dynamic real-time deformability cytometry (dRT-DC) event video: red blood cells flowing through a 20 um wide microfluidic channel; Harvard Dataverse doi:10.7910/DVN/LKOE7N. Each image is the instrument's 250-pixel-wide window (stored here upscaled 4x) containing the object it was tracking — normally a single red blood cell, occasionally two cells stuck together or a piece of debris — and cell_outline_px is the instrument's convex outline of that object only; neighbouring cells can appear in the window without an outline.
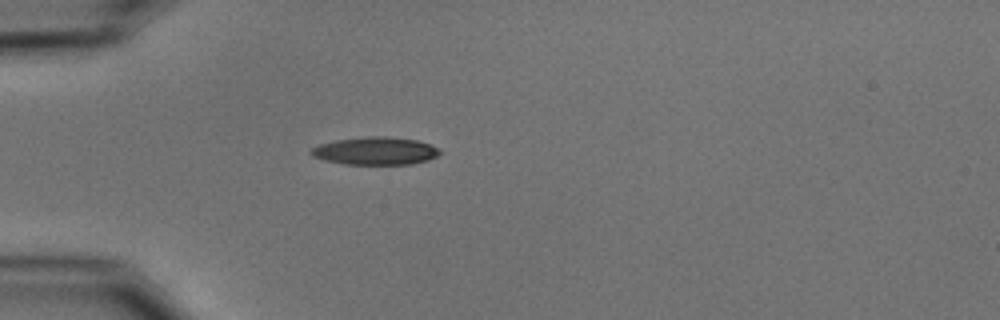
{"species": "common noctule bat (a hibernating species)", "species_latin": "Nyctalus noctula", "temperature_condition": "cold", "stored_images_in_passage": 39, "camera_frame_rate_fps": 3000, "um_per_image_px": 0.085, "animal": {"sex": "male", "body_mass_g": 15.6}, "frame": {"image": 1, "passage_image": 1, "time_ms": 0.0, "image_size_px": [1000, 320], "cell_outline_px": [[444, 152], [428, 160], [412, 164], [344, 164], [324, 160], [312, 156], [308, 152], [312, 148], [320, 144], [336, 140], [368, 136], [384, 136], [416, 140], [440, 148]], "centroid_in_image_um": [31.92, 12.83], "position_along_channel_um": 53.1, "area_um2": 20.87}}
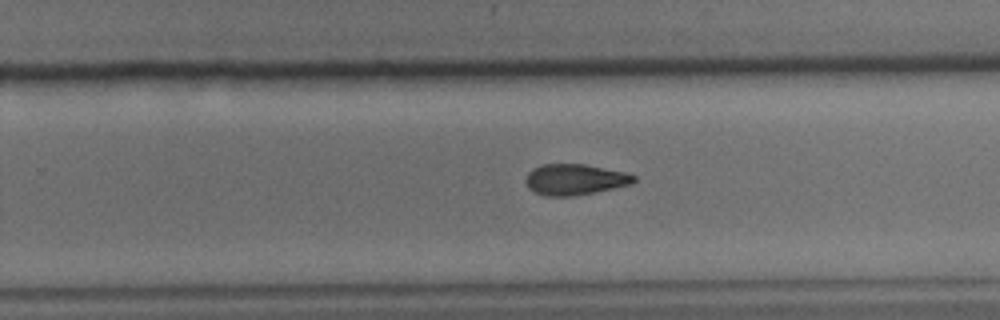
{"frame": {"image": 2, "passage_image": 20, "time_ms": 6.333, "image_size_px": [1000, 320], "cell_outline_px": [[636, 180], [632, 184], [596, 192], [576, 196], [544, 196], [528, 188], [524, 180], [528, 172], [532, 168], [540, 164], [584, 164], [624, 172], [636, 176]], "centroid_in_image_um": [48.83, 15.26], "position_along_channel_um": 281.0, "area_um2": 19.65}}
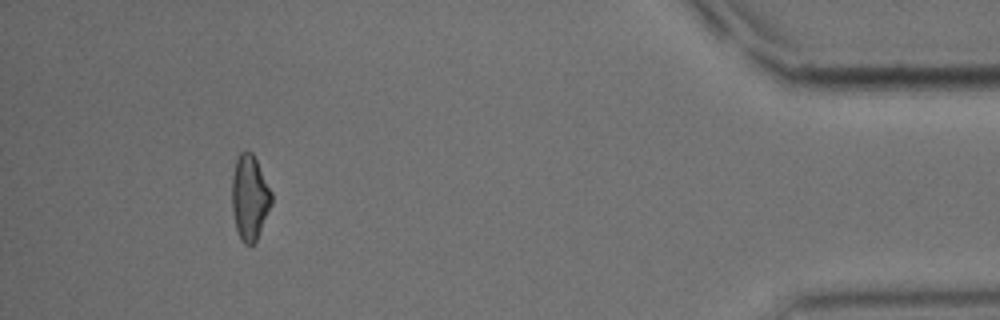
{"frame": {"image": 3, "passage_image": 35, "time_ms": 11.333, "image_size_px": [1000, 320], "cell_outline_px": [[272, 204], [256, 240], [252, 244], [244, 244], [240, 240], [236, 228], [232, 212], [232, 176], [236, 160], [240, 152], [252, 152], [272, 192]], "centroid_in_image_um": [21.21, 16.8], "position_along_channel_um": 414.0, "area_um2": 19.48}, "authors_computed_cell_mechanics": {"area_um2": 19.9988, "velocity_mm_per_s": 3.7698, "shape_relaxation_time_tau1_ms": 5.5355, "shape_relaxation_time_tau2_ms": 6.8461, "deformation_change_tau1": 0.1611, "deformation_change_tau2": 0.158}}